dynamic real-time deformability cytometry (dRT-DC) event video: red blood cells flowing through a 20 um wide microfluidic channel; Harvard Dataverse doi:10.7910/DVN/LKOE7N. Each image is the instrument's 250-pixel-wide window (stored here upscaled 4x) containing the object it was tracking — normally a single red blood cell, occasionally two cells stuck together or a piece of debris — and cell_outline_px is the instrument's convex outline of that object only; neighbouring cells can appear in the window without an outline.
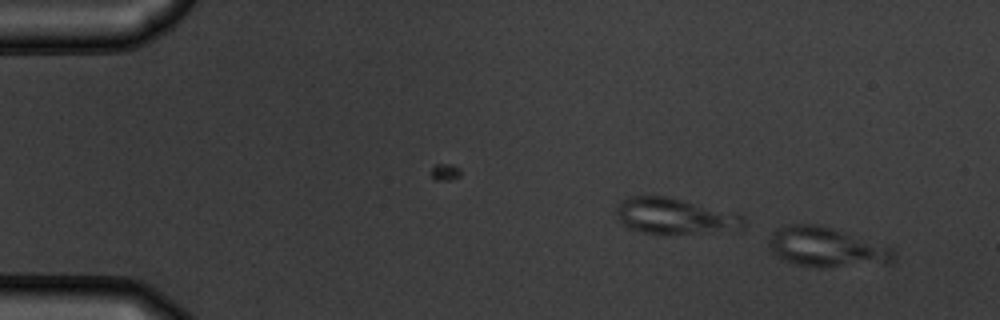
{"species": "common noctule bat (a hibernating species)", "species_latin": "Nyctalus noctula", "temperature_condition": "warm", "stored_images_in_passage": 16, "camera_frame_rate_fps": 3000, "um_per_image_px": 0.085, "animal": {"sex": "male", "body_mass_g": 19.5, "forearm_length_mm": 54.6}, "frame": {"image": 1, "passage_image": 1, "time_ms": 0.0, "image_size_px": [1000, 320], "cell_outline_px": [[896, 260], [892, 264], [824, 268], [816, 268], [796, 264], [784, 260], [776, 256], [768, 248], [768, 244], [772, 232], [776, 228], [788, 224], [816, 224], [832, 228], [892, 248], [896, 256]], "centroid_in_image_um": [70.25, 21.04], "position_along_channel_um": 14.7, "area_um2": 29.36}}